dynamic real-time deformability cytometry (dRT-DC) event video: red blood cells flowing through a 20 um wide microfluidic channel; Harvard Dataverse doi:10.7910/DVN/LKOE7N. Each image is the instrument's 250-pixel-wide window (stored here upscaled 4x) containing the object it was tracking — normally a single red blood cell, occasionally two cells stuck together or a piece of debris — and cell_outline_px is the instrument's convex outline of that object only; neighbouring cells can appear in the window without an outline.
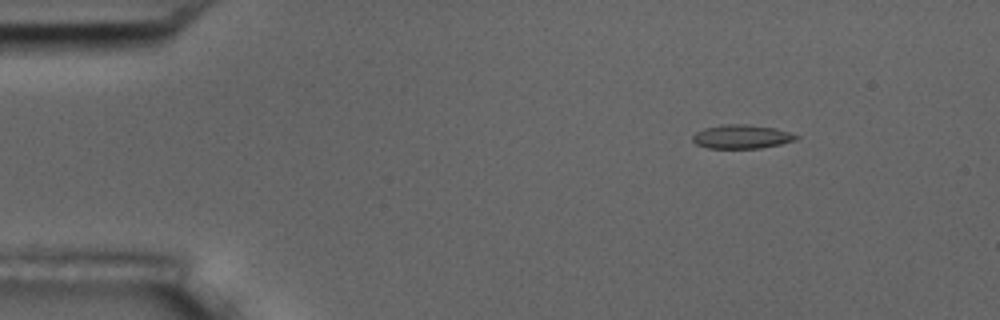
{"species": "common noctule bat (a hibernating species)", "species_latin": "Nyctalus noctula", "temperature_condition": "room temperature", "stored_images_in_passage": 6, "camera_frame_rate_fps": 3000, "um_per_image_px": 0.085, "animal": {"sex": "male", "body_mass_g": 17.5, "forearm_length_mm": 52.3}, "frame": {"image": 1, "passage_image": 2, "time_ms": 0.333, "image_size_px": [1000, 320], "cell_outline_px": [[800, 136], [796, 140], [780, 144], [760, 148], [708, 148], [696, 144], [692, 140], [692, 136], [696, 132], [704, 128], [720, 124], [748, 124], [776, 128]], "centroid_in_image_um": [63.03, 11.61], "position_along_channel_um": 22.0, "area_um2": 14.45}}
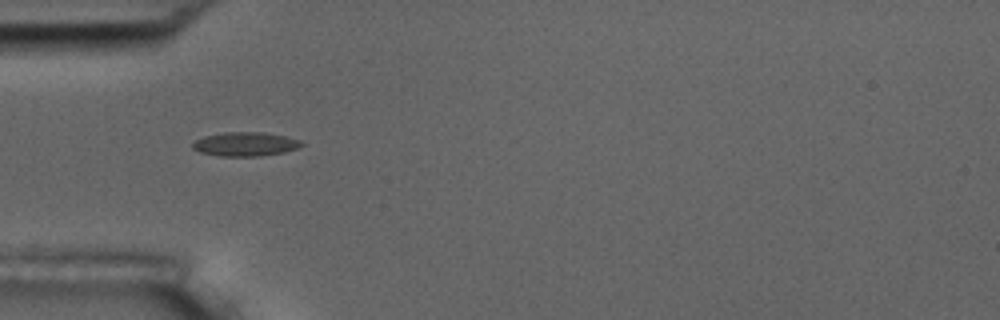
{"frame": {"image": 2, "passage_image": 5, "time_ms": 1.333, "image_size_px": [1000, 320], "cell_outline_px": [[304, 144], [296, 148], [284, 152], [260, 156], [220, 156], [200, 152], [192, 148], [192, 144], [196, 140], [204, 136], [224, 132], [264, 132], [284, 136], [300, 140]], "centroid_in_image_um": [20.83, 12.25], "position_along_channel_um": 64.2, "area_um2": 15.14}}